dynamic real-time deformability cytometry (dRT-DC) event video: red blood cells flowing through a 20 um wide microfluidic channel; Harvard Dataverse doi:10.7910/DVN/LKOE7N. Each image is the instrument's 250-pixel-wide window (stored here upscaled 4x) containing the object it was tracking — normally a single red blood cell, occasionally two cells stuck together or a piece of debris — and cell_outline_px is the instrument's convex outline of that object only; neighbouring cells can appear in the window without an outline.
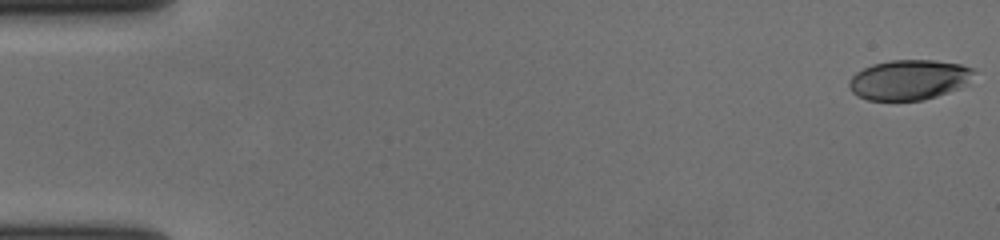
{"species": "human", "species_latin": "Homo sapiens", "temperature_condition": "cold", "stored_images_in_passage": 58, "camera_frame_rate_fps": 3000, "um_per_image_px": 0.085, "donor": {"sex": "female"}, "frame": {"image": 1, "passage_image": 1, "time_ms": 0.0, "image_size_px": [1000, 240], "cell_outline_px": [[976, 72], [956, 88], [948, 92], [924, 100], [868, 100], [856, 96], [852, 92], [848, 84], [848, 80], [856, 72], [872, 64], [888, 60], [936, 60], [960, 64], [976, 68]], "centroid_in_image_um": [77.21, 6.77], "position_along_channel_um": 7.8, "area_um2": 29.02}}
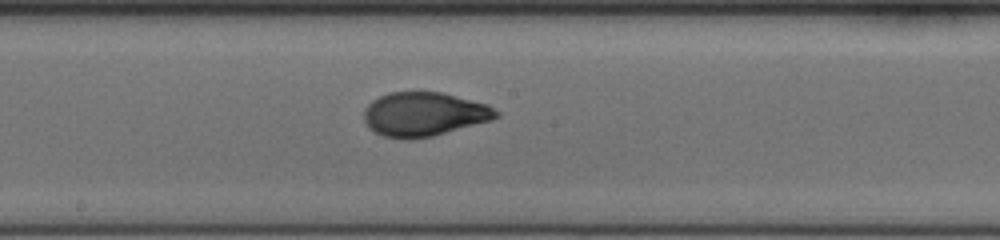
{"frame": {"image": 2, "passage_image": 32, "time_ms": 10.333, "image_size_px": [1000, 240], "cell_outline_px": [[500, 116], [492, 120], [432, 136], [408, 140], [404, 140], [384, 136], [368, 128], [364, 120], [364, 108], [372, 100], [388, 92], [444, 92], [488, 104], [500, 112]], "centroid_in_image_um": [36.05, 9.7], "position_along_channel_um": 212.1, "area_um2": 34.22}}
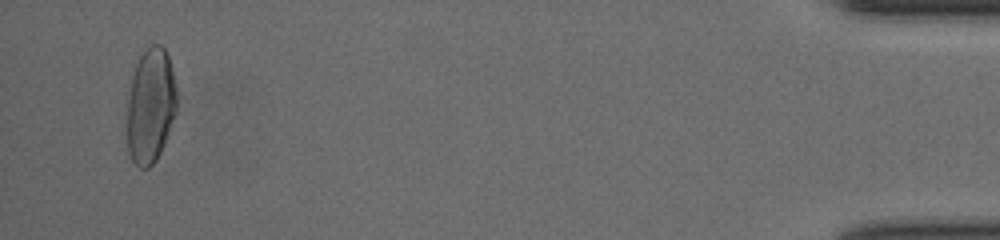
{"frame": {"image": 3, "passage_image": 56, "time_ms": 18.333, "image_size_px": [1000, 240], "cell_outline_px": [[176, 112], [164, 144], [156, 160], [148, 168], [140, 168], [132, 160], [128, 152], [128, 80], [136, 60], [144, 44], [160, 44], [164, 48], [168, 56], [176, 88]], "centroid_in_image_um": [12.76, 8.89], "position_along_channel_um": 422.4, "area_um2": 33.93}, "authors_computed_cell_mechanics": {"area_um2": 32.946, "velocity_mm_per_s": 3.6613, "shape_relaxation_time_tau1_ms": 4.8559, "shape_relaxation_time_tau2_ms": 1.0913, "deformation_change_tau1": 0.2025, "deformation_change_tau2": 0.0522}}